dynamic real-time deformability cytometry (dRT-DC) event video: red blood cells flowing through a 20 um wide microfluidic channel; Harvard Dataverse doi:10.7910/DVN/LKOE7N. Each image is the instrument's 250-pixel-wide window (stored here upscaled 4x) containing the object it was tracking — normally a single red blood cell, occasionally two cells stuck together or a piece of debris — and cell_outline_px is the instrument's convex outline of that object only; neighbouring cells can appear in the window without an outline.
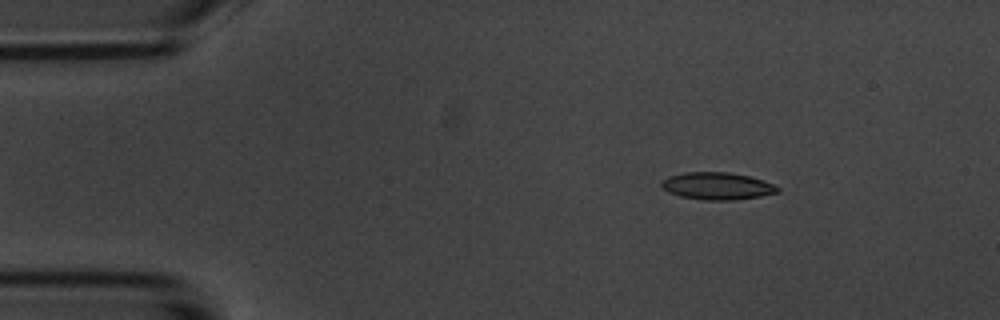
{"species": "common noctule bat (a hibernating species)", "species_latin": "Nyctalus noctula", "temperature_condition": "room temperature", "stored_images_in_passage": 2, "camera_frame_rate_fps": 3000, "um_per_image_px": 0.085, "animal": {"sex": "male", "body_mass_g": 20.1, "forearm_length_mm": 53.5}, "frame": {"image": 1, "passage_image": 1, "time_ms": 0.0, "image_size_px": [1000, 320], "cell_outline_px": [[780, 192], [760, 196], [732, 200], [704, 200], [680, 196], [668, 192], [660, 184], [660, 180], [668, 176], [684, 172], [728, 172], [748, 176], [764, 180], [776, 184], [780, 188]], "centroid_in_image_um": [60.97, 15.8], "position_along_channel_um": 24.0, "area_um2": 18.61}}